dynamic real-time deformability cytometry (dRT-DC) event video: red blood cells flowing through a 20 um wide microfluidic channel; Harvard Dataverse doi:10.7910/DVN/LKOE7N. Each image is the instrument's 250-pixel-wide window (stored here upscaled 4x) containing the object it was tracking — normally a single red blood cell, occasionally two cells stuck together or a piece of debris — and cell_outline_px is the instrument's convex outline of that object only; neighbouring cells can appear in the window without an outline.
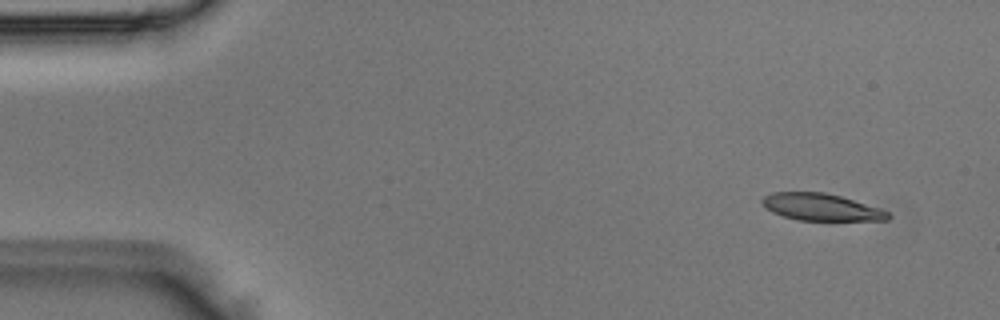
{"species": "Egyptian fruit bat (a non-hibernating species)", "species_latin": "Rousettus aegyptiacus", "temperature_condition": "room temperature", "stored_images_in_passage": 4, "camera_frame_rate_fps": 3000, "um_per_image_px": 0.085, "animal": {"sex": "male"}, "frame": {"image": 1, "passage_image": 1, "time_ms": 0.0, "image_size_px": [1000, 320], "cell_outline_px": [[892, 216], [888, 220], [796, 220], [772, 212], [760, 200], [764, 196], [772, 192], [824, 192], [840, 196], [888, 212]], "centroid_in_image_um": [69.76, 17.6], "position_along_channel_um": 15.2, "area_um2": 19.42}}
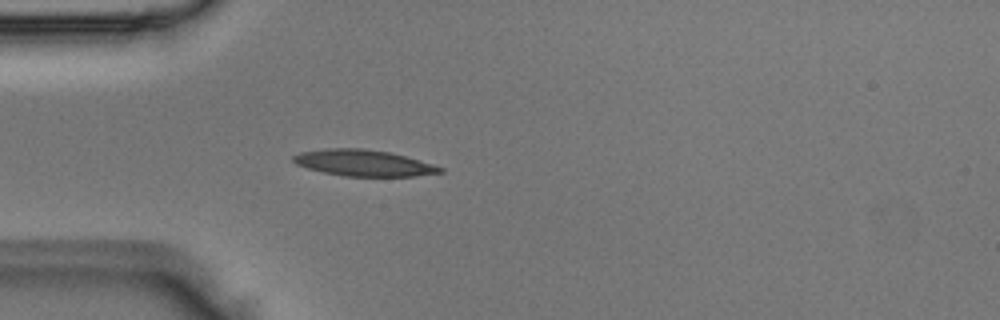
{"frame": {"image": 2, "passage_image": 4, "time_ms": 1.0, "image_size_px": [1000, 320], "cell_outline_px": [[444, 172], [416, 176], [344, 176], [324, 172], [308, 168], [296, 164], [292, 160], [292, 156], [300, 152], [328, 148], [364, 148], [388, 152], [404, 156], [432, 164], [444, 168]], "centroid_in_image_um": [30.89, 13.85], "position_along_channel_um": 54.1, "area_um2": 22.31}}